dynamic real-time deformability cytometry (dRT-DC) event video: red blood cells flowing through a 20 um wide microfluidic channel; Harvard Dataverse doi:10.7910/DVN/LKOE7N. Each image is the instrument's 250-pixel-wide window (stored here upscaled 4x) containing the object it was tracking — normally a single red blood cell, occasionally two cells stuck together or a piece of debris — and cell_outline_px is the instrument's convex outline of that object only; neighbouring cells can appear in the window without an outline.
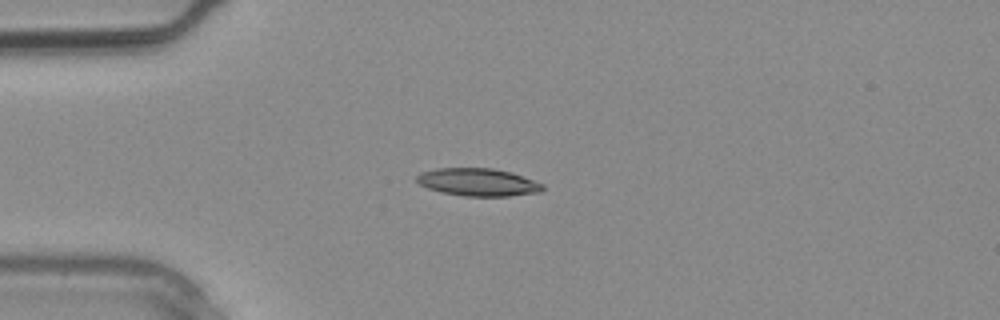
{"species": "common noctule bat (a hibernating species)", "species_latin": "Nyctalus noctula", "temperature_condition": "warm", "stored_images_in_passage": 1, "camera_frame_rate_fps": 3000, "um_per_image_px": 0.085, "animal": {"sex": "male", "body_mass_g": 20.4}, "frame": {"image": 1, "passage_image": 1, "time_ms": 0.0, "image_size_px": [1000, 320], "cell_outline_px": [[544, 188], [540, 192], [508, 196], [464, 196], [440, 192], [428, 188], [420, 184], [416, 180], [416, 176], [420, 172], [436, 168], [492, 168], [512, 172], [544, 184]], "centroid_in_image_um": [40.62, 15.48], "position_along_channel_um": 44.4, "area_um2": 20.4}}